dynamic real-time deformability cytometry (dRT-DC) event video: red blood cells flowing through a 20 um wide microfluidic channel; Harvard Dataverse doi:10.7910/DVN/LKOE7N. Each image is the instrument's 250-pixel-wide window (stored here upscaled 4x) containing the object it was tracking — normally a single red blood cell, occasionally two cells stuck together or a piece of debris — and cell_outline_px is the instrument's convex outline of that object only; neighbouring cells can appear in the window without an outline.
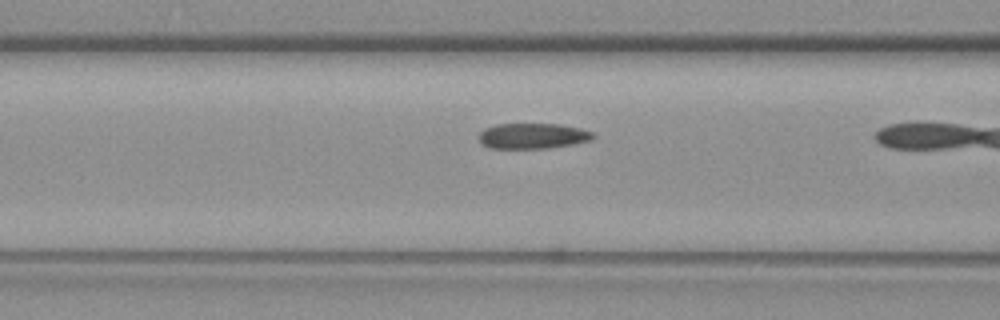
{"species": "common noctule bat (a hibernating species)", "species_latin": "Nyctalus noctula", "temperature_condition": "warm", "stored_images_in_passage": 18, "camera_frame_rate_fps": 3000, "um_per_image_px": 0.085, "animal": {"sex": "female", "body_mass_g": 19.3, "forearm_length_mm": 54.1}, "frame": {"image": 1, "passage_image": 17, "time_ms": 5.333, "image_size_px": [1000, 320], "cell_outline_px": [[588, 136], [580, 140], [560, 144], [524, 148], [500, 148], [484, 144], [480, 140], [480, 136], [488, 128], [508, 124], [544, 124], [572, 128], [588, 132]], "centroid_in_image_um": [45.05, 11.54], "position_along_channel_um": 121.6, "area_um2": 14.51}}